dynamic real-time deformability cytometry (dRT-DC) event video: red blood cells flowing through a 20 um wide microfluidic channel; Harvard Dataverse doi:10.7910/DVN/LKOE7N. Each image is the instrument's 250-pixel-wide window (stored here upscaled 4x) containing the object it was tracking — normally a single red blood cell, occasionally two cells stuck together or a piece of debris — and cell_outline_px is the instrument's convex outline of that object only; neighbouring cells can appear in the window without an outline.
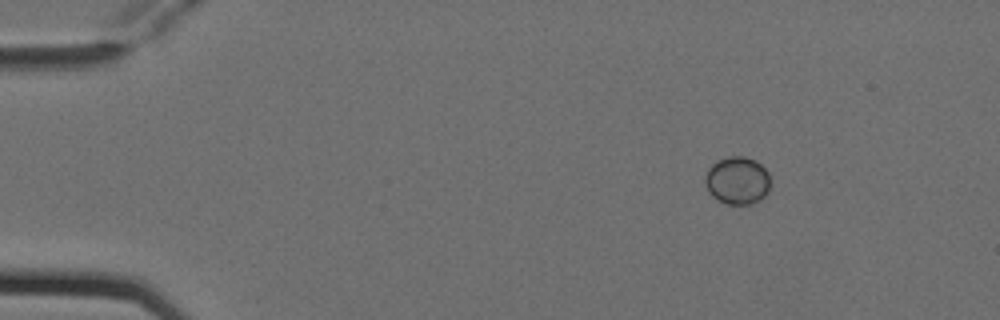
{"species": "Egyptian fruit bat (a non-hibernating species)", "species_latin": "Rousettus aegyptiacus", "temperature_condition": "cold", "stored_images_in_passage": 3, "camera_frame_rate_fps": 3000, "um_per_image_px": 0.085, "animal": {"sex": "female"}, "frame": {"image": 1, "passage_image": 1, "time_ms": 0.0, "image_size_px": [1000, 320], "cell_outline_px": [[768, 192], [760, 200], [752, 204], [728, 204], [712, 196], [708, 192], [704, 184], [704, 176], [708, 168], [712, 164], [728, 156], [744, 156], [756, 160], [768, 172]], "centroid_in_image_um": [62.65, 15.34], "position_along_channel_um": 22.4, "area_um2": 18.15}}